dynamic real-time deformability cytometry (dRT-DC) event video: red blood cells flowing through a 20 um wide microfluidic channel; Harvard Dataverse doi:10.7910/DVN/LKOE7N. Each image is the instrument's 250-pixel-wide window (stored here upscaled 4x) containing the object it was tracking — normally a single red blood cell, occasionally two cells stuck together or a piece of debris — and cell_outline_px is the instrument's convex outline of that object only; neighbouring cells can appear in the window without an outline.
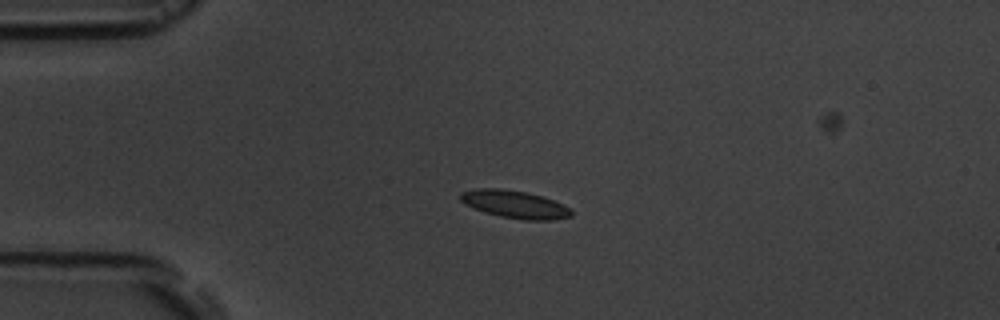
{"species": "common noctule bat (a hibernating species)", "species_latin": "Nyctalus noctula", "temperature_condition": "room temperature", "stored_images_in_passage": 5, "camera_frame_rate_fps": 3000, "um_per_image_px": 0.085, "animal": {"sex": "male", "body_mass_g": 19.5, "forearm_length_mm": 54.6}, "frame": {"image": 1, "passage_image": 3, "time_ms": 2.333, "image_size_px": [1000, 320], "cell_outline_px": [[572, 216], [552, 220], [524, 220], [500, 216], [484, 212], [464, 204], [460, 200], [460, 192], [476, 188], [500, 188], [528, 192], [544, 196], [564, 204], [572, 212]], "centroid_in_image_um": [43.75, 17.35], "position_along_channel_um": 41.3, "area_um2": 18.09}}